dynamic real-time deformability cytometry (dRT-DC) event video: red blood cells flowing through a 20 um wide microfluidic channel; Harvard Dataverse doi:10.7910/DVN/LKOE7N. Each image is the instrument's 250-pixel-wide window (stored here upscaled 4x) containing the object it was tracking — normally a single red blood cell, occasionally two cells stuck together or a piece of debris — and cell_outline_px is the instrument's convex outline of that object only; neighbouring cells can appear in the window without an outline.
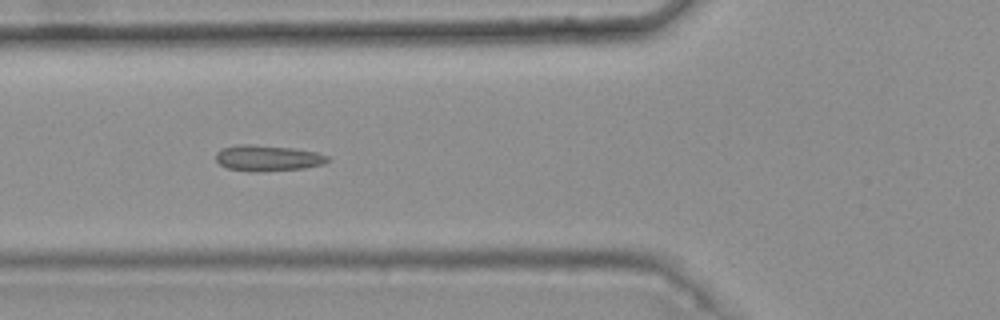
{"species": "common noctule bat (a hibernating species)", "species_latin": "Nyctalus noctula", "temperature_condition": "warm", "stored_images_in_passage": 7, "camera_frame_rate_fps": 3000, "um_per_image_px": 0.085, "animal": {"sex": "female", "body_mass_g": 25.1}, "frame": {"image": 1, "passage_image": 5, "time_ms": 1.333, "image_size_px": [1000, 320], "cell_outline_px": [[328, 160], [324, 164], [304, 168], [256, 172], [248, 172], [228, 168], [220, 164], [216, 160], [216, 152], [220, 148], [236, 144], [252, 144], [292, 148], [316, 152], [328, 156]], "centroid_in_image_um": [22.71, 13.43], "position_along_channel_um": 103.1, "area_um2": 16.99}}
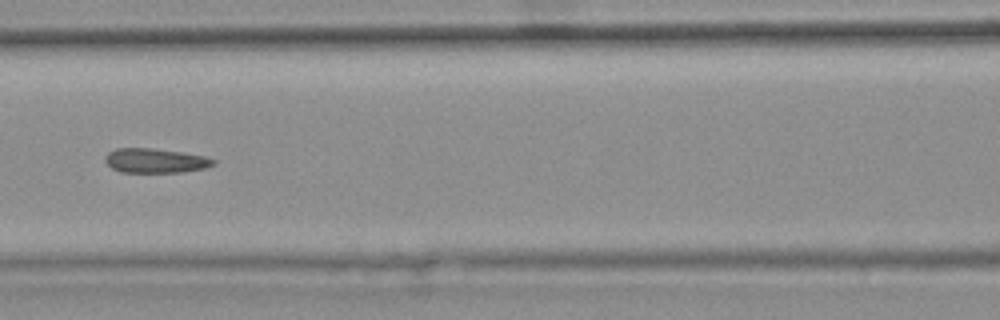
{"frame": {"image": 2, "passage_image": 6, "time_ms": 1.667, "image_size_px": [1000, 320], "cell_outline_px": [[216, 164], [204, 168], [184, 172], [120, 172], [112, 168], [104, 160], [104, 156], [108, 152], [116, 148], [152, 148], [180, 152], [204, 156], [216, 160]], "centroid_in_image_um": [13.19, 13.65], "position_along_channel_um": 153.4, "area_um2": 15.43}}